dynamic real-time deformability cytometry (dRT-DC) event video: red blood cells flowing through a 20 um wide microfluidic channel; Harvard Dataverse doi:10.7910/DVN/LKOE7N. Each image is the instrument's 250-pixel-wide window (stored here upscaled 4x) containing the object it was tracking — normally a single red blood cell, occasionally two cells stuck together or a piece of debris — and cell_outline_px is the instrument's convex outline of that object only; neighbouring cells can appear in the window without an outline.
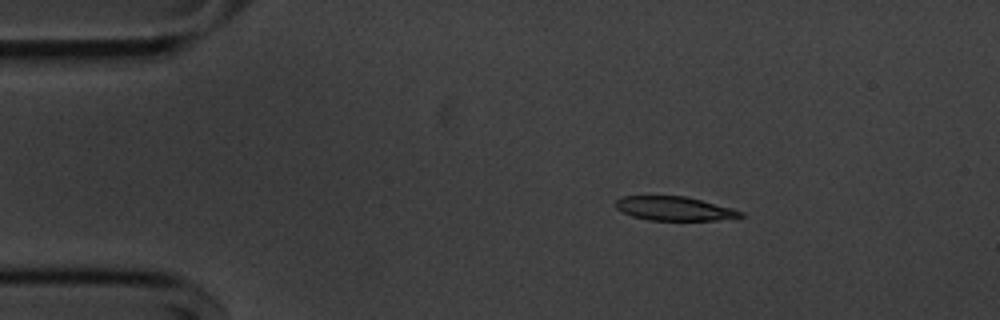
{"species": "common noctule bat (a hibernating species)", "species_latin": "Nyctalus noctula", "temperature_condition": "cold", "stored_images_in_passage": 53, "camera_frame_rate_fps": 3000, "um_per_image_px": 0.085, "animal": {"sex": "male", "body_mass_g": 20.1, "forearm_length_mm": 53.5}, "frame": {"image": 1, "passage_image": 8, "time_ms": 2.333, "image_size_px": [1000, 320], "cell_outline_px": [[748, 216], [716, 220], [648, 220], [632, 216], [616, 208], [616, 200], [620, 196], [688, 196], [732, 208], [744, 212]], "centroid_in_image_um": [57.36, 17.72], "position_along_channel_um": 27.6, "area_um2": 17.57}}
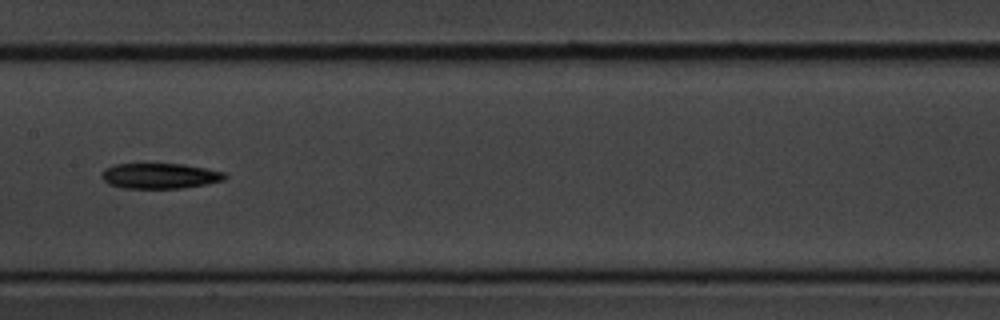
{"frame": {"image": 2, "passage_image": 26, "time_ms": 8.333, "image_size_px": [1000, 320], "cell_outline_px": [[228, 176], [224, 180], [204, 184], [180, 188], [124, 188], [108, 184], [100, 176], [100, 172], [104, 168], [112, 164], [184, 164], [224, 172]], "centroid_in_image_um": [13.53, 14.94], "position_along_channel_um": 193.9, "area_um2": 18.26}}
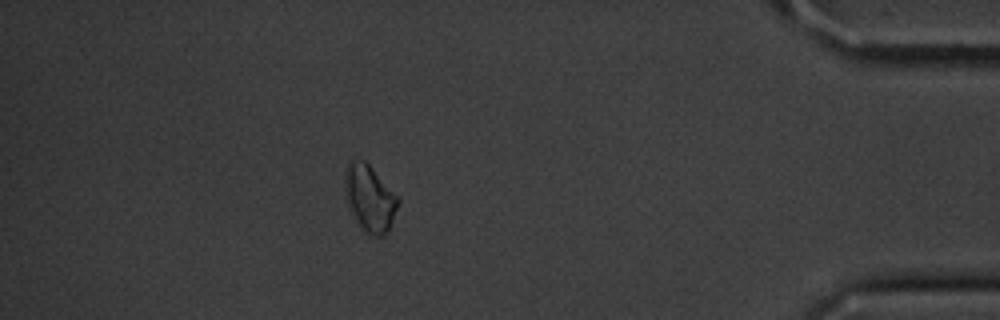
{"frame": {"image": 3, "passage_image": 47, "time_ms": 15.333, "image_size_px": [1000, 320], "cell_outline_px": [[400, 200], [388, 228], [384, 236], [368, 236], [360, 228], [348, 208], [348, 160], [364, 160], [372, 168]], "centroid_in_image_um": [31.45, 16.92], "position_along_channel_um": 403.8, "area_um2": 19.65}, "authors_computed_cell_mechanics": {"area_um2": 18.3804, "velocity_mm_per_s": 3.6555, "shape_relaxation_time_tau1_ms": 3.1926, "shape_relaxation_time_tau2_ms": null, "deformation_change_tau1": 0.1144, "deformation_change_tau2": null}}